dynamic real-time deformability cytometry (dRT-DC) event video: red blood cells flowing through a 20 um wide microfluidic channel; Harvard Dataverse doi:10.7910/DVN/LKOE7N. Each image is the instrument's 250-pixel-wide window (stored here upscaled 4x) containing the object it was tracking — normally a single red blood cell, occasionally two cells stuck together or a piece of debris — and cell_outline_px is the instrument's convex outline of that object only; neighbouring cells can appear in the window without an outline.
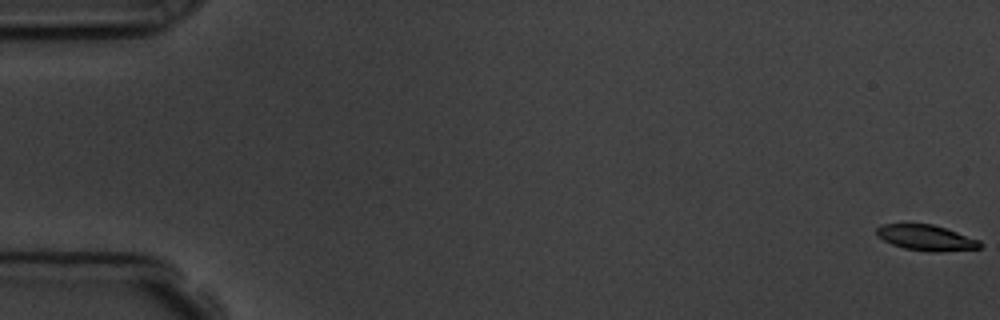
{"species": "common noctule bat (a hibernating species)", "species_latin": "Nyctalus noctula", "temperature_condition": "room temperature", "stored_images_in_passage": 5, "camera_frame_rate_fps": 3000, "um_per_image_px": 0.085, "animal": {"sex": "male", "body_mass_g": 19.5, "forearm_length_mm": 54.6}, "frame": {"image": 1, "passage_image": 1, "time_ms": 0.0, "image_size_px": [1000, 320], "cell_outline_px": [[984, 244], [980, 248], [940, 252], [932, 252], [904, 248], [892, 244], [876, 236], [876, 228], [880, 224], [932, 224], [980, 240]], "centroid_in_image_um": [78.72, 20.21], "position_along_channel_um": 6.3, "area_um2": 15.43}}
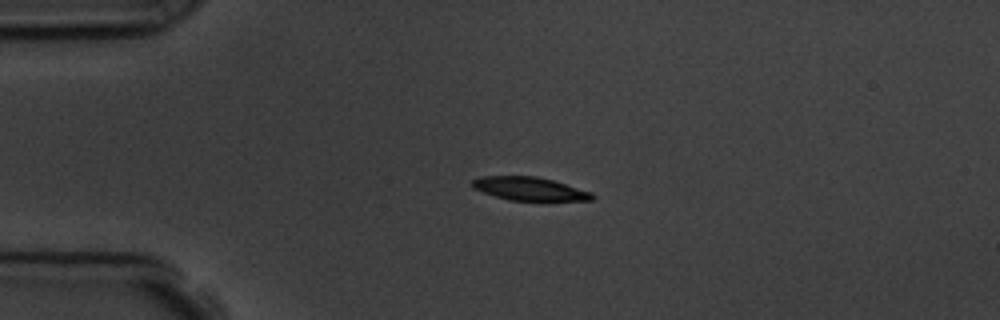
{"frame": {"image": 2, "passage_image": 4, "time_ms": 4.333, "image_size_px": [1000, 320], "cell_outline_px": [[596, 196], [592, 200], [508, 200], [472, 188], [468, 184], [472, 180], [480, 176], [536, 176], [552, 180], [592, 192]], "centroid_in_image_um": [44.96, 16.03], "position_along_channel_um": 40.0, "area_um2": 16.24}}